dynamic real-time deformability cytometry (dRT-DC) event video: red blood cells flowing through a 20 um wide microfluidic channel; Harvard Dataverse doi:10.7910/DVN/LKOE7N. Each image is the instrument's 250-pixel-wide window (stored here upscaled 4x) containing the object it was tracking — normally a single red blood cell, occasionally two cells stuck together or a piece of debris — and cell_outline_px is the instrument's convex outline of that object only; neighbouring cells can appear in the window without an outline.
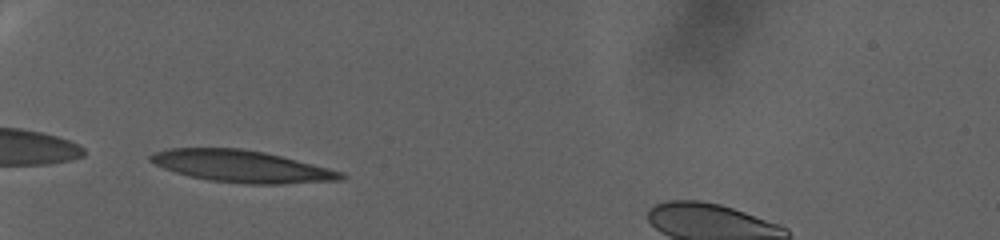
{"species": "human", "species_latin": "Homo sapiens", "temperature_condition": "warm", "stored_images_in_passage": 61, "camera_frame_rate_fps": 3000, "um_per_image_px": 0.085, "donor": {"sex": "female"}, "frame": {"image": 1, "passage_image": 1, "time_ms": 0.0, "image_size_px": [1000, 240], "cell_outline_px": [[344, 176], [340, 180], [280, 184], [244, 184], [208, 180], [176, 172], [164, 168], [148, 160], [148, 156], [152, 152], [168, 148], [240, 148], [264, 152], [344, 172]], "centroid_in_image_um": [20.49, 14.13], "position_along_channel_um": 64.5, "area_um2": 35.2}}
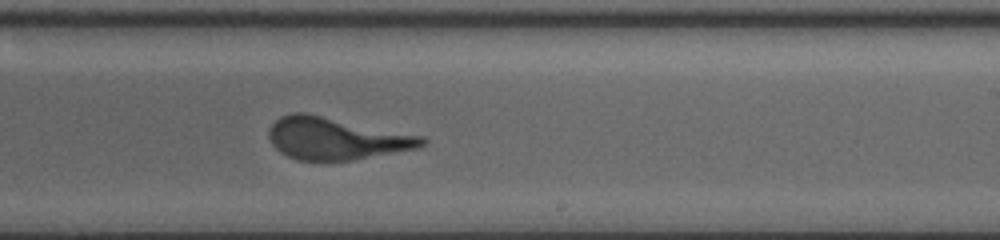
{"frame": {"image": 2, "passage_image": 30, "time_ms": 9.667, "image_size_px": [1000, 240], "cell_outline_px": [[428, 140], [424, 144], [416, 148], [352, 160], [296, 160], [280, 152], [272, 144], [268, 136], [268, 128], [280, 116], [292, 112], [304, 112], [424, 136]], "centroid_in_image_um": [28.53, 11.76], "position_along_channel_um": 260.5, "area_um2": 37.45}}
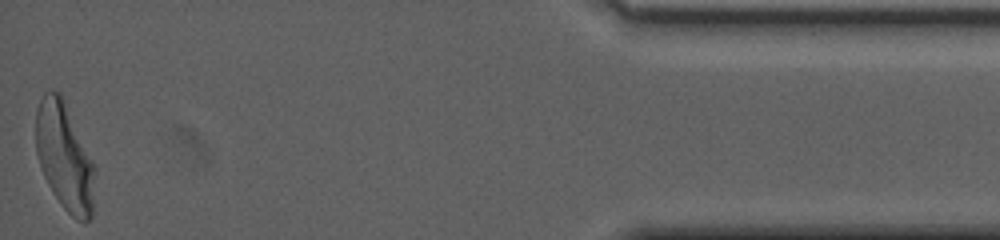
{"frame": {"image": 3, "passage_image": 61, "time_ms": 20.0, "image_size_px": [1000, 240], "cell_outline_px": [[96, 168], [92, 216], [84, 224], [76, 220], [60, 204], [52, 192], [44, 176], [36, 152], [36, 108], [44, 92], [52, 88], [60, 92], [64, 100]], "centroid_in_image_um": [5.49, 13.33], "position_along_channel_um": 429.7, "area_um2": 37.22}}